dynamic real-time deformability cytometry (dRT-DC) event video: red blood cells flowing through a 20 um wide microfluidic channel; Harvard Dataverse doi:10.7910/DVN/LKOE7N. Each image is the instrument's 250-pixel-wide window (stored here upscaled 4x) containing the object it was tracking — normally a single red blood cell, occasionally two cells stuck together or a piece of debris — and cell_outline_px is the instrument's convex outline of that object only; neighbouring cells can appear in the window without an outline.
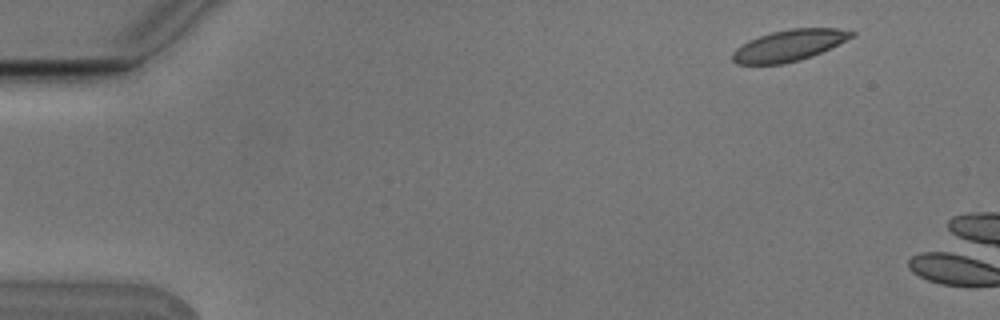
{"species": "Egyptian fruit bat (a non-hibernating species)", "species_latin": "Rousettus aegyptiacus", "temperature_condition": "cold", "stored_images_in_passage": 3, "camera_frame_rate_fps": 3000, "um_per_image_px": 0.085, "animal": {"sex": "male"}, "frame": {"image": 1, "passage_image": 1, "time_ms": 0.0, "image_size_px": [1000, 320], "cell_outline_px": [[856, 36], [812, 56], [800, 60], [780, 64], [736, 64], [732, 60], [732, 52], [736, 48], [748, 40], [772, 32], [792, 28], [836, 28], [856, 32]], "centroid_in_image_um": [67.08, 3.86], "position_along_channel_um": 17.9, "area_um2": 21.68}}